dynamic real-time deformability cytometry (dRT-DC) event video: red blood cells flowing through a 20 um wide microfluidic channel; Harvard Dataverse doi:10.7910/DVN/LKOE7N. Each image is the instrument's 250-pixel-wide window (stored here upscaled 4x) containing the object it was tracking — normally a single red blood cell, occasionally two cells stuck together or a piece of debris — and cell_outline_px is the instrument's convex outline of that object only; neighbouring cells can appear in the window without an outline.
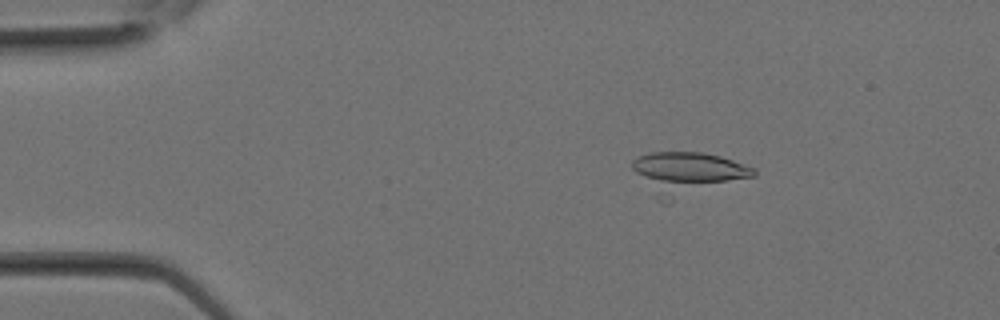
{"species": "Egyptian fruit bat (a non-hibernating species)", "species_latin": "Rousettus aegyptiacus", "temperature_condition": "room temperature", "stored_images_in_passage": 6, "camera_frame_rate_fps": 3000, "um_per_image_px": 0.085, "animal": {"sex": "female"}, "frame": {"image": 1, "passage_image": 5, "time_ms": 1.333, "image_size_px": [1000, 320], "cell_outline_px": [[756, 176], [728, 180], [672, 184], [644, 176], [636, 172], [632, 168], [632, 160], [636, 156], [648, 152], [704, 152], [720, 156], [756, 168]], "centroid_in_image_um": [58.63, 14.23], "position_along_channel_um": 26.4, "area_um2": 21.68}}